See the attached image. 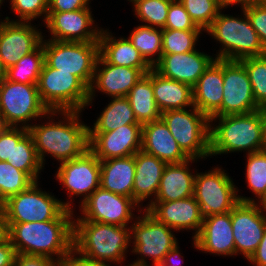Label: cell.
Segmentation results:
<instances>
[{"mask_svg": "<svg viewBox=\"0 0 266 266\" xmlns=\"http://www.w3.org/2000/svg\"><path fill=\"white\" fill-rule=\"evenodd\" d=\"M166 164L190 159L177 144L162 118L142 125V148Z\"/></svg>", "mask_w": 266, "mask_h": 266, "instance_id": "cell-24", "label": "cell"}, {"mask_svg": "<svg viewBox=\"0 0 266 266\" xmlns=\"http://www.w3.org/2000/svg\"><path fill=\"white\" fill-rule=\"evenodd\" d=\"M142 148V125H124L106 133H89V150L100 160L127 157Z\"/></svg>", "mask_w": 266, "mask_h": 266, "instance_id": "cell-20", "label": "cell"}, {"mask_svg": "<svg viewBox=\"0 0 266 266\" xmlns=\"http://www.w3.org/2000/svg\"><path fill=\"white\" fill-rule=\"evenodd\" d=\"M90 0H48V12L75 11L89 7Z\"/></svg>", "mask_w": 266, "mask_h": 266, "instance_id": "cell-47", "label": "cell"}, {"mask_svg": "<svg viewBox=\"0 0 266 266\" xmlns=\"http://www.w3.org/2000/svg\"><path fill=\"white\" fill-rule=\"evenodd\" d=\"M197 159H187L181 163L166 164L155 199L151 201H175L193 196L196 174L190 172V162Z\"/></svg>", "mask_w": 266, "mask_h": 266, "instance_id": "cell-26", "label": "cell"}, {"mask_svg": "<svg viewBox=\"0 0 266 266\" xmlns=\"http://www.w3.org/2000/svg\"><path fill=\"white\" fill-rule=\"evenodd\" d=\"M75 256L76 254L72 252L69 256L59 262L58 266H110L106 263L91 262L79 257L78 255L76 257Z\"/></svg>", "mask_w": 266, "mask_h": 266, "instance_id": "cell-49", "label": "cell"}, {"mask_svg": "<svg viewBox=\"0 0 266 266\" xmlns=\"http://www.w3.org/2000/svg\"><path fill=\"white\" fill-rule=\"evenodd\" d=\"M143 210L144 214L135 216L137 220L130 226L132 253L141 255L131 266H151L145 260L147 257L152 259L153 265L162 262L165 255L178 244L172 228L158 221L146 209Z\"/></svg>", "mask_w": 266, "mask_h": 266, "instance_id": "cell-12", "label": "cell"}, {"mask_svg": "<svg viewBox=\"0 0 266 266\" xmlns=\"http://www.w3.org/2000/svg\"><path fill=\"white\" fill-rule=\"evenodd\" d=\"M6 236V228L4 222V212L2 204H0V240Z\"/></svg>", "mask_w": 266, "mask_h": 266, "instance_id": "cell-53", "label": "cell"}, {"mask_svg": "<svg viewBox=\"0 0 266 266\" xmlns=\"http://www.w3.org/2000/svg\"><path fill=\"white\" fill-rule=\"evenodd\" d=\"M73 252L91 261L120 263L131 243V229L127 226L73 220Z\"/></svg>", "mask_w": 266, "mask_h": 266, "instance_id": "cell-3", "label": "cell"}, {"mask_svg": "<svg viewBox=\"0 0 266 266\" xmlns=\"http://www.w3.org/2000/svg\"><path fill=\"white\" fill-rule=\"evenodd\" d=\"M179 246L176 244L164 257L162 262L154 264L153 266H179L181 264V255ZM177 259V260H176ZM180 261H179V260Z\"/></svg>", "mask_w": 266, "mask_h": 266, "instance_id": "cell-51", "label": "cell"}, {"mask_svg": "<svg viewBox=\"0 0 266 266\" xmlns=\"http://www.w3.org/2000/svg\"><path fill=\"white\" fill-rule=\"evenodd\" d=\"M252 85L254 99L259 107L266 105V54L240 60Z\"/></svg>", "mask_w": 266, "mask_h": 266, "instance_id": "cell-40", "label": "cell"}, {"mask_svg": "<svg viewBox=\"0 0 266 266\" xmlns=\"http://www.w3.org/2000/svg\"><path fill=\"white\" fill-rule=\"evenodd\" d=\"M219 120L218 125L212 122ZM266 149L264 120L260 110L238 115L210 117V156L239 151L247 154Z\"/></svg>", "mask_w": 266, "mask_h": 266, "instance_id": "cell-4", "label": "cell"}, {"mask_svg": "<svg viewBox=\"0 0 266 266\" xmlns=\"http://www.w3.org/2000/svg\"><path fill=\"white\" fill-rule=\"evenodd\" d=\"M193 22L204 32L222 9L218 0H179Z\"/></svg>", "mask_w": 266, "mask_h": 266, "instance_id": "cell-41", "label": "cell"}, {"mask_svg": "<svg viewBox=\"0 0 266 266\" xmlns=\"http://www.w3.org/2000/svg\"><path fill=\"white\" fill-rule=\"evenodd\" d=\"M135 154L100 161V187L133 198Z\"/></svg>", "mask_w": 266, "mask_h": 266, "instance_id": "cell-28", "label": "cell"}, {"mask_svg": "<svg viewBox=\"0 0 266 266\" xmlns=\"http://www.w3.org/2000/svg\"><path fill=\"white\" fill-rule=\"evenodd\" d=\"M9 164L25 172L34 182L38 181L40 170L44 166L38 158L33 138L29 132L18 142H13L12 161Z\"/></svg>", "mask_w": 266, "mask_h": 266, "instance_id": "cell-35", "label": "cell"}, {"mask_svg": "<svg viewBox=\"0 0 266 266\" xmlns=\"http://www.w3.org/2000/svg\"><path fill=\"white\" fill-rule=\"evenodd\" d=\"M49 112L40 98L37 84L6 79L0 83V118L4 127L20 126L28 129L32 126V123L28 124L30 121L45 118Z\"/></svg>", "mask_w": 266, "mask_h": 266, "instance_id": "cell-9", "label": "cell"}, {"mask_svg": "<svg viewBox=\"0 0 266 266\" xmlns=\"http://www.w3.org/2000/svg\"><path fill=\"white\" fill-rule=\"evenodd\" d=\"M58 263L47 256L16 253L13 266H58Z\"/></svg>", "mask_w": 266, "mask_h": 266, "instance_id": "cell-46", "label": "cell"}, {"mask_svg": "<svg viewBox=\"0 0 266 266\" xmlns=\"http://www.w3.org/2000/svg\"><path fill=\"white\" fill-rule=\"evenodd\" d=\"M103 66L102 68L100 67ZM152 68H130L107 63L98 56L94 78L89 88V102L92 104L96 89L111 98L126 97L136 82Z\"/></svg>", "mask_w": 266, "mask_h": 266, "instance_id": "cell-19", "label": "cell"}, {"mask_svg": "<svg viewBox=\"0 0 266 266\" xmlns=\"http://www.w3.org/2000/svg\"><path fill=\"white\" fill-rule=\"evenodd\" d=\"M27 132L24 127H4L0 131V161H12L13 142H18Z\"/></svg>", "mask_w": 266, "mask_h": 266, "instance_id": "cell-44", "label": "cell"}, {"mask_svg": "<svg viewBox=\"0 0 266 266\" xmlns=\"http://www.w3.org/2000/svg\"><path fill=\"white\" fill-rule=\"evenodd\" d=\"M99 55L107 63L113 65L130 68H152L128 38L116 39L107 29H102L100 33Z\"/></svg>", "mask_w": 266, "mask_h": 266, "instance_id": "cell-30", "label": "cell"}, {"mask_svg": "<svg viewBox=\"0 0 266 266\" xmlns=\"http://www.w3.org/2000/svg\"><path fill=\"white\" fill-rule=\"evenodd\" d=\"M163 29L172 30H201L191 19L179 0L170 3L167 21Z\"/></svg>", "mask_w": 266, "mask_h": 266, "instance_id": "cell-43", "label": "cell"}, {"mask_svg": "<svg viewBox=\"0 0 266 266\" xmlns=\"http://www.w3.org/2000/svg\"><path fill=\"white\" fill-rule=\"evenodd\" d=\"M250 23L259 36L266 52V5L257 3L243 9Z\"/></svg>", "mask_w": 266, "mask_h": 266, "instance_id": "cell-45", "label": "cell"}, {"mask_svg": "<svg viewBox=\"0 0 266 266\" xmlns=\"http://www.w3.org/2000/svg\"><path fill=\"white\" fill-rule=\"evenodd\" d=\"M259 110L262 113L263 120H264L265 143H266V105L263 107H260Z\"/></svg>", "mask_w": 266, "mask_h": 266, "instance_id": "cell-55", "label": "cell"}, {"mask_svg": "<svg viewBox=\"0 0 266 266\" xmlns=\"http://www.w3.org/2000/svg\"><path fill=\"white\" fill-rule=\"evenodd\" d=\"M223 100V59H215L193 87L194 106L209 118Z\"/></svg>", "mask_w": 266, "mask_h": 266, "instance_id": "cell-25", "label": "cell"}, {"mask_svg": "<svg viewBox=\"0 0 266 266\" xmlns=\"http://www.w3.org/2000/svg\"><path fill=\"white\" fill-rule=\"evenodd\" d=\"M3 128H4V125H3L2 120H1V118H0V131H1Z\"/></svg>", "mask_w": 266, "mask_h": 266, "instance_id": "cell-56", "label": "cell"}, {"mask_svg": "<svg viewBox=\"0 0 266 266\" xmlns=\"http://www.w3.org/2000/svg\"><path fill=\"white\" fill-rule=\"evenodd\" d=\"M131 32L128 37L129 41L153 68L162 57V29L139 25Z\"/></svg>", "mask_w": 266, "mask_h": 266, "instance_id": "cell-33", "label": "cell"}, {"mask_svg": "<svg viewBox=\"0 0 266 266\" xmlns=\"http://www.w3.org/2000/svg\"><path fill=\"white\" fill-rule=\"evenodd\" d=\"M80 113L81 111H50L47 114L48 122L33 124L28 128L42 165L45 164V154H50L62 163L83 155L89 149V126L81 122ZM55 114L64 116V121L54 122L51 117L58 116Z\"/></svg>", "mask_w": 266, "mask_h": 266, "instance_id": "cell-2", "label": "cell"}, {"mask_svg": "<svg viewBox=\"0 0 266 266\" xmlns=\"http://www.w3.org/2000/svg\"><path fill=\"white\" fill-rule=\"evenodd\" d=\"M44 65V49L42 44L28 55H24L15 64L6 69V80L25 83L38 84L39 76Z\"/></svg>", "mask_w": 266, "mask_h": 266, "instance_id": "cell-34", "label": "cell"}, {"mask_svg": "<svg viewBox=\"0 0 266 266\" xmlns=\"http://www.w3.org/2000/svg\"><path fill=\"white\" fill-rule=\"evenodd\" d=\"M135 117L142 125L161 118L152 87V69L144 74L126 96Z\"/></svg>", "mask_w": 266, "mask_h": 266, "instance_id": "cell-31", "label": "cell"}, {"mask_svg": "<svg viewBox=\"0 0 266 266\" xmlns=\"http://www.w3.org/2000/svg\"><path fill=\"white\" fill-rule=\"evenodd\" d=\"M173 0H141L133 5L136 17L146 23L144 25L165 27L170 3Z\"/></svg>", "mask_w": 266, "mask_h": 266, "instance_id": "cell-39", "label": "cell"}, {"mask_svg": "<svg viewBox=\"0 0 266 266\" xmlns=\"http://www.w3.org/2000/svg\"><path fill=\"white\" fill-rule=\"evenodd\" d=\"M146 206L143 209L173 230H194L192 239L201 229L204 217L194 196L169 202L151 201Z\"/></svg>", "mask_w": 266, "mask_h": 266, "instance_id": "cell-21", "label": "cell"}, {"mask_svg": "<svg viewBox=\"0 0 266 266\" xmlns=\"http://www.w3.org/2000/svg\"><path fill=\"white\" fill-rule=\"evenodd\" d=\"M258 3L263 4V5H266V0H259Z\"/></svg>", "mask_w": 266, "mask_h": 266, "instance_id": "cell-57", "label": "cell"}, {"mask_svg": "<svg viewBox=\"0 0 266 266\" xmlns=\"http://www.w3.org/2000/svg\"><path fill=\"white\" fill-rule=\"evenodd\" d=\"M16 251L7 236L0 240V266H13Z\"/></svg>", "mask_w": 266, "mask_h": 266, "instance_id": "cell-48", "label": "cell"}, {"mask_svg": "<svg viewBox=\"0 0 266 266\" xmlns=\"http://www.w3.org/2000/svg\"><path fill=\"white\" fill-rule=\"evenodd\" d=\"M34 181L8 162L0 161V204L26 190Z\"/></svg>", "mask_w": 266, "mask_h": 266, "instance_id": "cell-37", "label": "cell"}, {"mask_svg": "<svg viewBox=\"0 0 266 266\" xmlns=\"http://www.w3.org/2000/svg\"><path fill=\"white\" fill-rule=\"evenodd\" d=\"M44 63L58 72H70L90 88L99 56V42L43 40Z\"/></svg>", "mask_w": 266, "mask_h": 266, "instance_id": "cell-7", "label": "cell"}, {"mask_svg": "<svg viewBox=\"0 0 266 266\" xmlns=\"http://www.w3.org/2000/svg\"><path fill=\"white\" fill-rule=\"evenodd\" d=\"M253 266H266V228L255 253L248 260Z\"/></svg>", "mask_w": 266, "mask_h": 266, "instance_id": "cell-50", "label": "cell"}, {"mask_svg": "<svg viewBox=\"0 0 266 266\" xmlns=\"http://www.w3.org/2000/svg\"><path fill=\"white\" fill-rule=\"evenodd\" d=\"M93 125L91 128L89 126V133H106L124 125L142 124L137 121L128 98L116 97L112 98Z\"/></svg>", "mask_w": 266, "mask_h": 266, "instance_id": "cell-32", "label": "cell"}, {"mask_svg": "<svg viewBox=\"0 0 266 266\" xmlns=\"http://www.w3.org/2000/svg\"><path fill=\"white\" fill-rule=\"evenodd\" d=\"M193 244L202 252L236 256L231 212L204 217L201 229L193 239Z\"/></svg>", "mask_w": 266, "mask_h": 266, "instance_id": "cell-23", "label": "cell"}, {"mask_svg": "<svg viewBox=\"0 0 266 266\" xmlns=\"http://www.w3.org/2000/svg\"><path fill=\"white\" fill-rule=\"evenodd\" d=\"M70 196H83L81 204L100 187V160L88 149L83 155L60 163L55 174Z\"/></svg>", "mask_w": 266, "mask_h": 266, "instance_id": "cell-16", "label": "cell"}, {"mask_svg": "<svg viewBox=\"0 0 266 266\" xmlns=\"http://www.w3.org/2000/svg\"><path fill=\"white\" fill-rule=\"evenodd\" d=\"M215 59L196 49L185 53L162 54L161 60L153 68L163 77L193 88Z\"/></svg>", "mask_w": 266, "mask_h": 266, "instance_id": "cell-22", "label": "cell"}, {"mask_svg": "<svg viewBox=\"0 0 266 266\" xmlns=\"http://www.w3.org/2000/svg\"><path fill=\"white\" fill-rule=\"evenodd\" d=\"M258 2L259 0H218V3L222 9H225L233 4H237L238 6L241 4V8L243 10L244 8L250 7L253 4H257Z\"/></svg>", "mask_w": 266, "mask_h": 266, "instance_id": "cell-52", "label": "cell"}, {"mask_svg": "<svg viewBox=\"0 0 266 266\" xmlns=\"http://www.w3.org/2000/svg\"><path fill=\"white\" fill-rule=\"evenodd\" d=\"M12 11L18 18V22H31L40 16L47 20L48 0H10Z\"/></svg>", "mask_w": 266, "mask_h": 266, "instance_id": "cell-42", "label": "cell"}, {"mask_svg": "<svg viewBox=\"0 0 266 266\" xmlns=\"http://www.w3.org/2000/svg\"><path fill=\"white\" fill-rule=\"evenodd\" d=\"M259 109L244 65L240 61L223 60V100L211 117L248 114Z\"/></svg>", "mask_w": 266, "mask_h": 266, "instance_id": "cell-13", "label": "cell"}, {"mask_svg": "<svg viewBox=\"0 0 266 266\" xmlns=\"http://www.w3.org/2000/svg\"><path fill=\"white\" fill-rule=\"evenodd\" d=\"M221 9L210 27L205 31L222 45L216 59L240 61L245 58L265 55L259 36L252 27L245 11L233 17L221 13Z\"/></svg>", "mask_w": 266, "mask_h": 266, "instance_id": "cell-5", "label": "cell"}, {"mask_svg": "<svg viewBox=\"0 0 266 266\" xmlns=\"http://www.w3.org/2000/svg\"><path fill=\"white\" fill-rule=\"evenodd\" d=\"M231 222L235 254H242L249 260L257 250L266 228V206L239 202L231 210Z\"/></svg>", "mask_w": 266, "mask_h": 266, "instance_id": "cell-15", "label": "cell"}, {"mask_svg": "<svg viewBox=\"0 0 266 266\" xmlns=\"http://www.w3.org/2000/svg\"><path fill=\"white\" fill-rule=\"evenodd\" d=\"M90 8L75 11L48 12L45 26L51 40L72 42H99L101 28L94 27Z\"/></svg>", "mask_w": 266, "mask_h": 266, "instance_id": "cell-18", "label": "cell"}, {"mask_svg": "<svg viewBox=\"0 0 266 266\" xmlns=\"http://www.w3.org/2000/svg\"><path fill=\"white\" fill-rule=\"evenodd\" d=\"M237 192L233 180L219 167L196 173L193 196L203 217L231 212L239 202L256 203L255 199L240 196Z\"/></svg>", "mask_w": 266, "mask_h": 266, "instance_id": "cell-11", "label": "cell"}, {"mask_svg": "<svg viewBox=\"0 0 266 266\" xmlns=\"http://www.w3.org/2000/svg\"><path fill=\"white\" fill-rule=\"evenodd\" d=\"M246 155V182L257 203L266 206V149Z\"/></svg>", "mask_w": 266, "mask_h": 266, "instance_id": "cell-36", "label": "cell"}, {"mask_svg": "<svg viewBox=\"0 0 266 266\" xmlns=\"http://www.w3.org/2000/svg\"><path fill=\"white\" fill-rule=\"evenodd\" d=\"M161 118L181 150L192 159L210 156V118L195 106L185 109L167 110Z\"/></svg>", "mask_w": 266, "mask_h": 266, "instance_id": "cell-6", "label": "cell"}, {"mask_svg": "<svg viewBox=\"0 0 266 266\" xmlns=\"http://www.w3.org/2000/svg\"><path fill=\"white\" fill-rule=\"evenodd\" d=\"M166 163L154 155L139 150L135 154V177L133 184V199L141 203L155 196Z\"/></svg>", "mask_w": 266, "mask_h": 266, "instance_id": "cell-27", "label": "cell"}, {"mask_svg": "<svg viewBox=\"0 0 266 266\" xmlns=\"http://www.w3.org/2000/svg\"><path fill=\"white\" fill-rule=\"evenodd\" d=\"M80 209L83 214L75 220H88L118 226H128L134 220L132 212L138 207L142 212L143 207L130 197L115 194L101 187L97 188L82 204Z\"/></svg>", "mask_w": 266, "mask_h": 266, "instance_id": "cell-14", "label": "cell"}, {"mask_svg": "<svg viewBox=\"0 0 266 266\" xmlns=\"http://www.w3.org/2000/svg\"><path fill=\"white\" fill-rule=\"evenodd\" d=\"M202 30L162 29V54L185 53L196 50Z\"/></svg>", "mask_w": 266, "mask_h": 266, "instance_id": "cell-38", "label": "cell"}, {"mask_svg": "<svg viewBox=\"0 0 266 266\" xmlns=\"http://www.w3.org/2000/svg\"><path fill=\"white\" fill-rule=\"evenodd\" d=\"M152 87L156 105L161 113L194 106L191 86L163 77L154 68H152Z\"/></svg>", "mask_w": 266, "mask_h": 266, "instance_id": "cell-29", "label": "cell"}, {"mask_svg": "<svg viewBox=\"0 0 266 266\" xmlns=\"http://www.w3.org/2000/svg\"><path fill=\"white\" fill-rule=\"evenodd\" d=\"M39 30L31 22H18L9 17L0 21V57L6 69L42 44L44 37Z\"/></svg>", "mask_w": 266, "mask_h": 266, "instance_id": "cell-17", "label": "cell"}, {"mask_svg": "<svg viewBox=\"0 0 266 266\" xmlns=\"http://www.w3.org/2000/svg\"><path fill=\"white\" fill-rule=\"evenodd\" d=\"M73 212L65 209L51 221L5 223L6 236L16 253L42 255L61 262L73 252Z\"/></svg>", "mask_w": 266, "mask_h": 266, "instance_id": "cell-1", "label": "cell"}, {"mask_svg": "<svg viewBox=\"0 0 266 266\" xmlns=\"http://www.w3.org/2000/svg\"><path fill=\"white\" fill-rule=\"evenodd\" d=\"M42 102L50 111H81L89 102V88L70 72L43 65L38 81Z\"/></svg>", "mask_w": 266, "mask_h": 266, "instance_id": "cell-8", "label": "cell"}, {"mask_svg": "<svg viewBox=\"0 0 266 266\" xmlns=\"http://www.w3.org/2000/svg\"><path fill=\"white\" fill-rule=\"evenodd\" d=\"M128 1L132 2L133 5H134L135 3H137V2H139V1H141V0H128Z\"/></svg>", "mask_w": 266, "mask_h": 266, "instance_id": "cell-58", "label": "cell"}, {"mask_svg": "<svg viewBox=\"0 0 266 266\" xmlns=\"http://www.w3.org/2000/svg\"><path fill=\"white\" fill-rule=\"evenodd\" d=\"M6 77V67L3 64V61L0 57V83L5 79Z\"/></svg>", "mask_w": 266, "mask_h": 266, "instance_id": "cell-54", "label": "cell"}, {"mask_svg": "<svg viewBox=\"0 0 266 266\" xmlns=\"http://www.w3.org/2000/svg\"><path fill=\"white\" fill-rule=\"evenodd\" d=\"M70 202H62L41 190L38 181L2 203L5 223L44 222L55 220L65 209L73 210Z\"/></svg>", "mask_w": 266, "mask_h": 266, "instance_id": "cell-10", "label": "cell"}]
</instances>
